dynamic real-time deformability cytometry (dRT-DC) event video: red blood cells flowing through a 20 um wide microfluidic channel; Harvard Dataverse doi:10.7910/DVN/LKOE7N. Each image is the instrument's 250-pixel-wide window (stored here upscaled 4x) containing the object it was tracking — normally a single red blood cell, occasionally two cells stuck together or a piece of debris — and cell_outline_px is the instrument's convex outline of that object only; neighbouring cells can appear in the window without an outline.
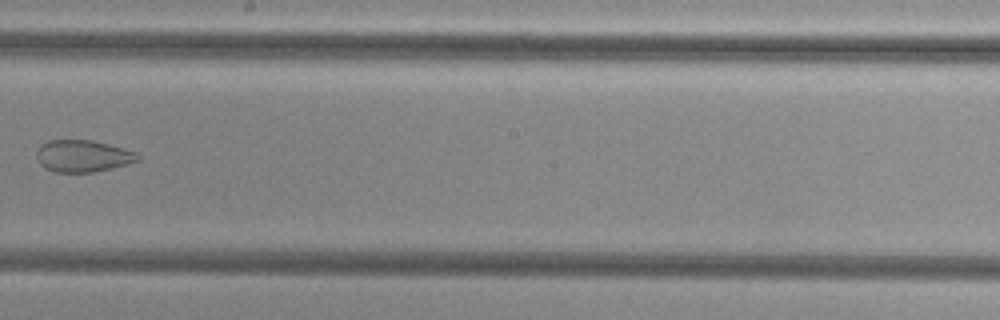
{"species": "common noctule bat (a hibernating species)", "species_latin": "Nyctalus noctula", "temperature_condition": "cold", "stored_images_in_passage": 10, "camera_frame_rate_fps": 3000, "um_per_image_px": 0.085, "animal": {"sex": "female", "body_mass_g": 29.2, "forearm_length_mm": 56.3}, "frame": {"image": 1, "passage_image": 9, "time_ms": 2.667, "image_size_px": [1000, 320], "cell_outline_px": [[140, 160], [128, 164], [92, 172], [56, 172], [44, 168], [40, 164], [36, 156], [36, 152], [40, 144], [48, 140], [92, 140], [108, 144], [136, 152], [140, 156]], "centroid_in_image_um": [7.02, 13.25], "position_along_channel_um": 241.2, "area_um2": 18.84}}
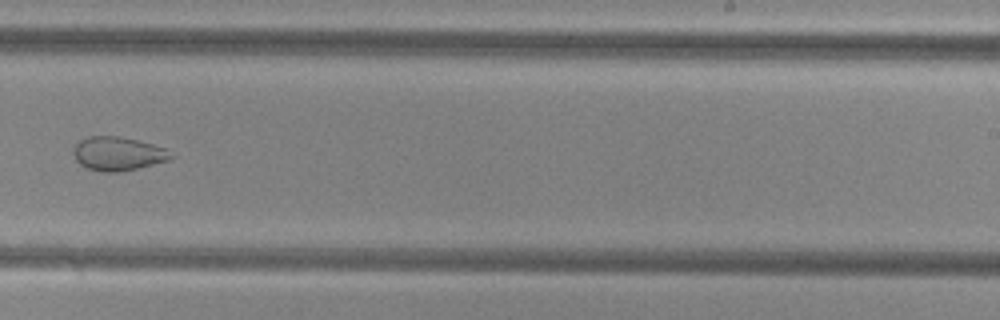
{"frame": {"image": 2, "passage_image": 10, "time_ms": 3.0, "image_size_px": [1000, 320], "cell_outline_px": [[176, 156], [168, 160], [120, 172], [104, 172], [88, 168], [80, 164], [76, 160], [72, 152], [72, 148], [80, 140], [88, 136], [120, 136], [168, 148]], "centroid_in_image_um": [10.03, 13.05], "position_along_channel_um": 279.0, "area_um2": 19.25}}